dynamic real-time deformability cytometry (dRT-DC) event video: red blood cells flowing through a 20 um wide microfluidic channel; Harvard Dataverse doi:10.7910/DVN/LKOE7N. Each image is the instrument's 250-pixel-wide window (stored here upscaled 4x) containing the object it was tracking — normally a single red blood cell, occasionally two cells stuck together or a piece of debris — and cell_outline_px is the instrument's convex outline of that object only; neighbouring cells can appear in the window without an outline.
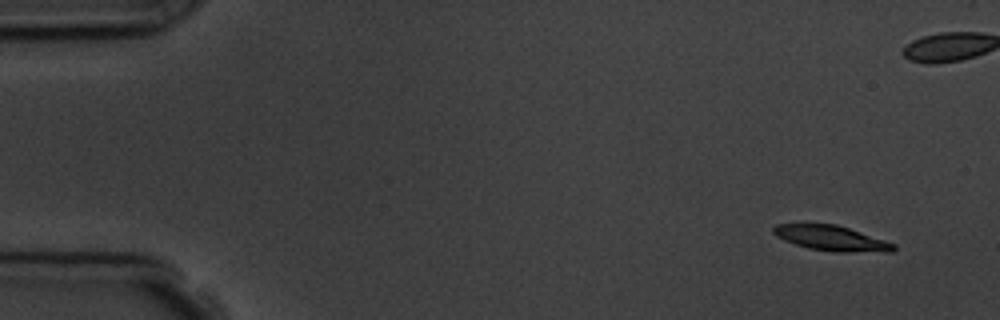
{"species": "common noctule bat (a hibernating species)", "species_latin": "Nyctalus noctula", "temperature_condition": "room temperature", "stored_images_in_passage": 8, "camera_frame_rate_fps": 3000, "um_per_image_px": 0.085, "animal": {"sex": "male", "body_mass_g": 19.5, "forearm_length_mm": 54.6}, "frame": {"image": 1, "passage_image": 1, "time_ms": 0.0, "image_size_px": [1000, 320], "cell_outline_px": [[896, 248], [892, 252], [836, 252], [808, 248], [784, 240], [776, 236], [772, 232], [772, 228], [776, 224], [836, 224], [896, 244]], "centroid_in_image_um": [70.67, 20.25], "position_along_channel_um": 14.3, "area_um2": 17.51}}